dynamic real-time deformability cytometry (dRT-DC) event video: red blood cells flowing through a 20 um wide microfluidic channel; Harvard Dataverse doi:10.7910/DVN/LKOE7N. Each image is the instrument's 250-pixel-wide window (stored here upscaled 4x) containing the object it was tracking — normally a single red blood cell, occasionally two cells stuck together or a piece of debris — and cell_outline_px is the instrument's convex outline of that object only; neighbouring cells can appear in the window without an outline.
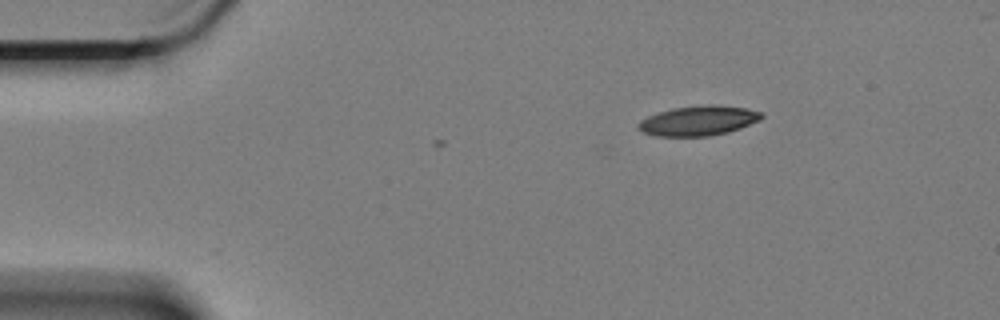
{"species": "Egyptian fruit bat (a non-hibernating species)", "species_latin": "Rousettus aegyptiacus", "temperature_condition": "cold", "stored_images_in_passage": 3, "camera_frame_rate_fps": 3000, "um_per_image_px": 0.085, "animal": {"sex": "female"}, "frame": {"image": 1, "passage_image": 3, "time_ms": 0.667, "image_size_px": [1000, 320], "cell_outline_px": [[764, 116], [760, 120], [740, 128], [728, 132], [708, 136], [656, 136], [644, 132], [636, 128], [636, 124], [640, 120], [648, 116], [672, 108], [708, 104], [720, 104], [748, 108], [764, 112]], "centroid_in_image_um": [59.4, 10.24], "position_along_channel_um": 25.6, "area_um2": 21.68}}